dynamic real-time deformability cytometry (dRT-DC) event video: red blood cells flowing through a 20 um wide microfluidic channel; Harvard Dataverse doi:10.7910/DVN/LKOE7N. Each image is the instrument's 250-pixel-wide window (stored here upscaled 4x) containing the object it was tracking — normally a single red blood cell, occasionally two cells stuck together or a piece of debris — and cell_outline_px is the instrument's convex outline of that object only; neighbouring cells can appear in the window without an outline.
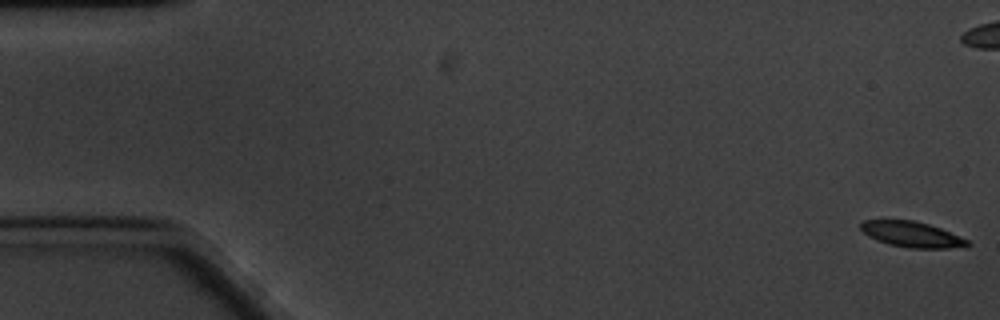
{"species": "common noctule bat (a hibernating species)", "species_latin": "Nyctalus noctula", "temperature_condition": "cold", "stored_images_in_passage": 62, "camera_frame_rate_fps": 3000, "um_per_image_px": 0.085, "animal": {"sex": "male", "body_mass_g": 20.1, "forearm_length_mm": 53.5}, "frame": {"image": 1, "passage_image": 1, "time_ms": 0.0, "image_size_px": [1000, 320], "cell_outline_px": [[972, 244], [968, 248], [908, 248], [888, 244], [868, 236], [860, 228], [860, 224], [864, 220], [916, 220], [940, 228], [968, 240]], "centroid_in_image_um": [77.55, 19.93], "position_along_channel_um": 7.4, "area_um2": 16.01}}
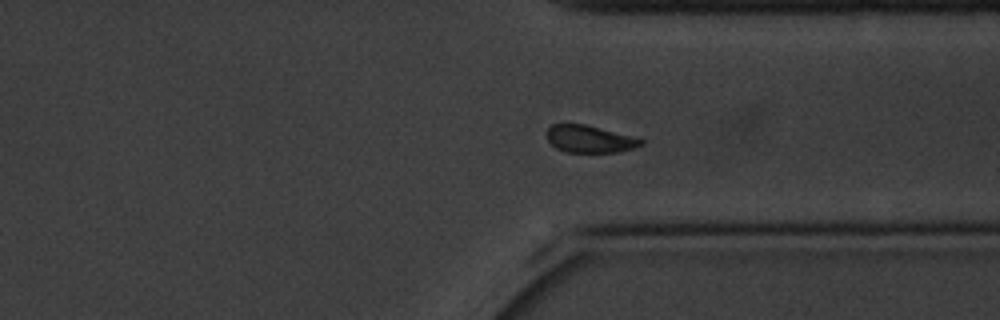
{"frame": {"image": 2, "passage_image": 46, "time_ms": 15.0, "image_size_px": [1000, 320], "cell_outline_px": [[644, 144], [632, 148], [616, 152], [564, 152], [556, 148], [548, 140], [548, 128], [552, 124], [584, 124], [644, 140]], "centroid_in_image_um": [50.08, 11.82], "position_along_channel_um": 361.3, "area_um2": 14.57}}
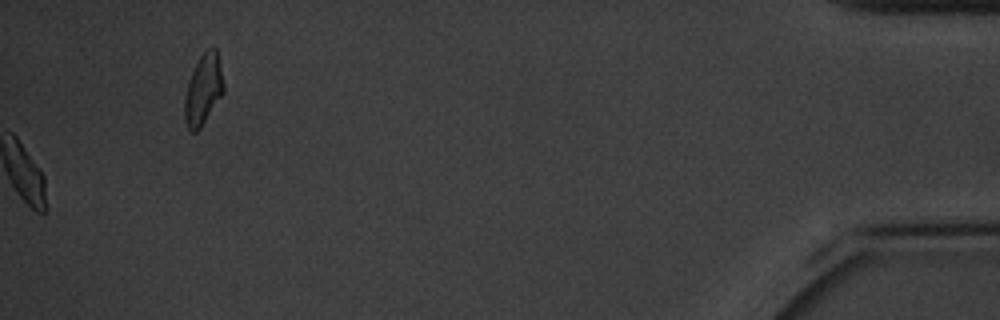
{"frame": {"image": 3, "passage_image": 62, "time_ms": 20.333, "image_size_px": [1000, 320], "cell_outline_px": [[224, 92], [200, 128], [196, 132], [188, 132], [184, 120], [184, 96], [188, 80], [200, 56], [208, 48], [216, 48], [224, 84]], "centroid_in_image_um": [17.25, 7.66], "position_along_channel_um": 417.9, "area_um2": 16.07}, "authors_computed_cell_mechanics": {"area_um2": 16.5308, "velocity_mm_per_s": 3.2596, "shape_relaxation_time_tau1_ms": 2.9395, "shape_relaxation_time_tau2_ms": 9.2209, "deformation_change_tau1": 0.0934, "deformation_change_tau2": 0.1049}}